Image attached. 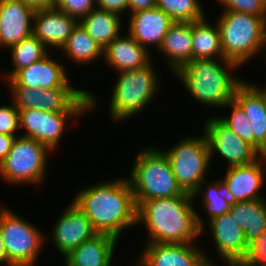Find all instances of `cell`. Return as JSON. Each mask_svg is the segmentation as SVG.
<instances>
[{"mask_svg":"<svg viewBox=\"0 0 266 266\" xmlns=\"http://www.w3.org/2000/svg\"><path fill=\"white\" fill-rule=\"evenodd\" d=\"M192 194L135 201L137 223L145 224L148 243H194L204 232L203 217L193 205Z\"/></svg>","mask_w":266,"mask_h":266,"instance_id":"6da1fadb","label":"cell"},{"mask_svg":"<svg viewBox=\"0 0 266 266\" xmlns=\"http://www.w3.org/2000/svg\"><path fill=\"white\" fill-rule=\"evenodd\" d=\"M73 203L97 233L120 239L124 229L137 224V205L127 177L86 186L75 194Z\"/></svg>","mask_w":266,"mask_h":266,"instance_id":"7a4b0ae2","label":"cell"},{"mask_svg":"<svg viewBox=\"0 0 266 266\" xmlns=\"http://www.w3.org/2000/svg\"><path fill=\"white\" fill-rule=\"evenodd\" d=\"M238 67L225 58L221 61L192 59L174 73L196 102L207 107L221 108L233 100L237 87L244 81L232 73Z\"/></svg>","mask_w":266,"mask_h":266,"instance_id":"3957f363","label":"cell"},{"mask_svg":"<svg viewBox=\"0 0 266 266\" xmlns=\"http://www.w3.org/2000/svg\"><path fill=\"white\" fill-rule=\"evenodd\" d=\"M217 18L216 24L225 59L241 67L264 50L266 16L227 10L222 11Z\"/></svg>","mask_w":266,"mask_h":266,"instance_id":"277c9868","label":"cell"},{"mask_svg":"<svg viewBox=\"0 0 266 266\" xmlns=\"http://www.w3.org/2000/svg\"><path fill=\"white\" fill-rule=\"evenodd\" d=\"M131 168L128 179L135 201L171 198L184 193L167 156L157 147H144L139 151Z\"/></svg>","mask_w":266,"mask_h":266,"instance_id":"5b68a950","label":"cell"},{"mask_svg":"<svg viewBox=\"0 0 266 266\" xmlns=\"http://www.w3.org/2000/svg\"><path fill=\"white\" fill-rule=\"evenodd\" d=\"M155 72L151 61L138 69L119 71V77L112 87L109 106L114 121L128 120L140 114L153 101L161 88V82Z\"/></svg>","mask_w":266,"mask_h":266,"instance_id":"8992f818","label":"cell"},{"mask_svg":"<svg viewBox=\"0 0 266 266\" xmlns=\"http://www.w3.org/2000/svg\"><path fill=\"white\" fill-rule=\"evenodd\" d=\"M8 83L11 102L18 110L40 109L47 112H91L97 106L93 93L73 87L26 88L12 79Z\"/></svg>","mask_w":266,"mask_h":266,"instance_id":"52a82bcc","label":"cell"},{"mask_svg":"<svg viewBox=\"0 0 266 266\" xmlns=\"http://www.w3.org/2000/svg\"><path fill=\"white\" fill-rule=\"evenodd\" d=\"M9 209L3 205L0 208V231L8 261L13 266H35L48 237Z\"/></svg>","mask_w":266,"mask_h":266,"instance_id":"ba28073f","label":"cell"},{"mask_svg":"<svg viewBox=\"0 0 266 266\" xmlns=\"http://www.w3.org/2000/svg\"><path fill=\"white\" fill-rule=\"evenodd\" d=\"M51 150L35 139L17 136L0 163V176L10 184H40L47 175V156Z\"/></svg>","mask_w":266,"mask_h":266,"instance_id":"9c48e42d","label":"cell"},{"mask_svg":"<svg viewBox=\"0 0 266 266\" xmlns=\"http://www.w3.org/2000/svg\"><path fill=\"white\" fill-rule=\"evenodd\" d=\"M167 156L178 185L184 192L193 194L206 180L211 165L209 146L205 134L186 136L168 150Z\"/></svg>","mask_w":266,"mask_h":266,"instance_id":"30bf717a","label":"cell"},{"mask_svg":"<svg viewBox=\"0 0 266 266\" xmlns=\"http://www.w3.org/2000/svg\"><path fill=\"white\" fill-rule=\"evenodd\" d=\"M203 128L209 146L210 161L216 152L227 161L229 168L250 164L261 156L252 145L238 137L217 117L207 118Z\"/></svg>","mask_w":266,"mask_h":266,"instance_id":"8fae6325","label":"cell"},{"mask_svg":"<svg viewBox=\"0 0 266 266\" xmlns=\"http://www.w3.org/2000/svg\"><path fill=\"white\" fill-rule=\"evenodd\" d=\"M18 113L19 127L25 130L21 136L35 139L54 152L70 119L78 118L87 112H47L40 109H23L18 110Z\"/></svg>","mask_w":266,"mask_h":266,"instance_id":"7c38bea8","label":"cell"},{"mask_svg":"<svg viewBox=\"0 0 266 266\" xmlns=\"http://www.w3.org/2000/svg\"><path fill=\"white\" fill-rule=\"evenodd\" d=\"M266 155L247 165L229 167L220 179L232 202L263 199L261 188L265 183Z\"/></svg>","mask_w":266,"mask_h":266,"instance_id":"4fadbf2b","label":"cell"},{"mask_svg":"<svg viewBox=\"0 0 266 266\" xmlns=\"http://www.w3.org/2000/svg\"><path fill=\"white\" fill-rule=\"evenodd\" d=\"M97 234L87 216L72 202L65 207L58 221L56 220L51 236L57 252L65 256L82 242Z\"/></svg>","mask_w":266,"mask_h":266,"instance_id":"5bb4252c","label":"cell"},{"mask_svg":"<svg viewBox=\"0 0 266 266\" xmlns=\"http://www.w3.org/2000/svg\"><path fill=\"white\" fill-rule=\"evenodd\" d=\"M138 258L145 266H202L208 259L195 243H148Z\"/></svg>","mask_w":266,"mask_h":266,"instance_id":"9a60e30c","label":"cell"},{"mask_svg":"<svg viewBox=\"0 0 266 266\" xmlns=\"http://www.w3.org/2000/svg\"><path fill=\"white\" fill-rule=\"evenodd\" d=\"M215 250L223 262H247L250 246L247 244L243 230L229 213L208 220Z\"/></svg>","mask_w":266,"mask_h":266,"instance_id":"2e32d148","label":"cell"},{"mask_svg":"<svg viewBox=\"0 0 266 266\" xmlns=\"http://www.w3.org/2000/svg\"><path fill=\"white\" fill-rule=\"evenodd\" d=\"M233 99L248 117L254 132V148L266 155V96L261 88L245 80L237 87Z\"/></svg>","mask_w":266,"mask_h":266,"instance_id":"e0dca14e","label":"cell"},{"mask_svg":"<svg viewBox=\"0 0 266 266\" xmlns=\"http://www.w3.org/2000/svg\"><path fill=\"white\" fill-rule=\"evenodd\" d=\"M34 12L21 0H0V47L9 49L32 34Z\"/></svg>","mask_w":266,"mask_h":266,"instance_id":"ac0fdd59","label":"cell"},{"mask_svg":"<svg viewBox=\"0 0 266 266\" xmlns=\"http://www.w3.org/2000/svg\"><path fill=\"white\" fill-rule=\"evenodd\" d=\"M128 33L149 51V45L158 50L167 31L174 23L171 17L158 7L129 14Z\"/></svg>","mask_w":266,"mask_h":266,"instance_id":"d6986e66","label":"cell"},{"mask_svg":"<svg viewBox=\"0 0 266 266\" xmlns=\"http://www.w3.org/2000/svg\"><path fill=\"white\" fill-rule=\"evenodd\" d=\"M32 34L47 48L60 49L78 21L57 8L37 10L33 16Z\"/></svg>","mask_w":266,"mask_h":266,"instance_id":"ffe728a7","label":"cell"},{"mask_svg":"<svg viewBox=\"0 0 266 266\" xmlns=\"http://www.w3.org/2000/svg\"><path fill=\"white\" fill-rule=\"evenodd\" d=\"M49 54L18 71L11 79L17 85L26 88L73 87L65 67Z\"/></svg>","mask_w":266,"mask_h":266,"instance_id":"44dd1931","label":"cell"},{"mask_svg":"<svg viewBox=\"0 0 266 266\" xmlns=\"http://www.w3.org/2000/svg\"><path fill=\"white\" fill-rule=\"evenodd\" d=\"M118 239L98 233L63 257L64 266H113Z\"/></svg>","mask_w":266,"mask_h":266,"instance_id":"7402d4cb","label":"cell"},{"mask_svg":"<svg viewBox=\"0 0 266 266\" xmlns=\"http://www.w3.org/2000/svg\"><path fill=\"white\" fill-rule=\"evenodd\" d=\"M150 51L139 45L127 32L115 38L103 49L104 61L114 70L130 71L147 65L152 61Z\"/></svg>","mask_w":266,"mask_h":266,"instance_id":"603a6c76","label":"cell"},{"mask_svg":"<svg viewBox=\"0 0 266 266\" xmlns=\"http://www.w3.org/2000/svg\"><path fill=\"white\" fill-rule=\"evenodd\" d=\"M228 213L243 230L245 240L250 247L266 234V200L264 198L232 202Z\"/></svg>","mask_w":266,"mask_h":266,"instance_id":"cb8c5ba5","label":"cell"},{"mask_svg":"<svg viewBox=\"0 0 266 266\" xmlns=\"http://www.w3.org/2000/svg\"><path fill=\"white\" fill-rule=\"evenodd\" d=\"M172 72L192 60V22H174L158 48Z\"/></svg>","mask_w":266,"mask_h":266,"instance_id":"d4e9b609","label":"cell"},{"mask_svg":"<svg viewBox=\"0 0 266 266\" xmlns=\"http://www.w3.org/2000/svg\"><path fill=\"white\" fill-rule=\"evenodd\" d=\"M121 16L122 15L95 8L84 16L79 23L104 49L120 35L122 28Z\"/></svg>","mask_w":266,"mask_h":266,"instance_id":"484cf974","label":"cell"},{"mask_svg":"<svg viewBox=\"0 0 266 266\" xmlns=\"http://www.w3.org/2000/svg\"><path fill=\"white\" fill-rule=\"evenodd\" d=\"M207 17L192 22V59H222L220 33L217 24L211 25Z\"/></svg>","mask_w":266,"mask_h":266,"instance_id":"4316f807","label":"cell"},{"mask_svg":"<svg viewBox=\"0 0 266 266\" xmlns=\"http://www.w3.org/2000/svg\"><path fill=\"white\" fill-rule=\"evenodd\" d=\"M63 54L73 62L89 64L103 57V48L87 33L78 22L62 46Z\"/></svg>","mask_w":266,"mask_h":266,"instance_id":"83f0119b","label":"cell"},{"mask_svg":"<svg viewBox=\"0 0 266 266\" xmlns=\"http://www.w3.org/2000/svg\"><path fill=\"white\" fill-rule=\"evenodd\" d=\"M9 50L11 52L13 70L5 72V75L3 73L5 80L11 79L18 71L29 67L48 54V48L33 34L12 45Z\"/></svg>","mask_w":266,"mask_h":266,"instance_id":"f1b7e54d","label":"cell"},{"mask_svg":"<svg viewBox=\"0 0 266 266\" xmlns=\"http://www.w3.org/2000/svg\"><path fill=\"white\" fill-rule=\"evenodd\" d=\"M204 184L207 185V188H204ZM192 195L194 199L198 195L199 197L203 195L201 200L209 220L227 213L232 204L231 199L224 191V186L220 179L216 180L215 183L208 182L207 179L204 180Z\"/></svg>","mask_w":266,"mask_h":266,"instance_id":"f546056e","label":"cell"},{"mask_svg":"<svg viewBox=\"0 0 266 266\" xmlns=\"http://www.w3.org/2000/svg\"><path fill=\"white\" fill-rule=\"evenodd\" d=\"M199 0H156V7L174 22H194L204 18L205 10Z\"/></svg>","mask_w":266,"mask_h":266,"instance_id":"4dcf8cb0","label":"cell"},{"mask_svg":"<svg viewBox=\"0 0 266 266\" xmlns=\"http://www.w3.org/2000/svg\"><path fill=\"white\" fill-rule=\"evenodd\" d=\"M231 108L230 116L217 117L226 127L232 130L238 137L247 141L254 147V132L251 123L241 106L233 99L224 108Z\"/></svg>","mask_w":266,"mask_h":266,"instance_id":"1f68e13d","label":"cell"},{"mask_svg":"<svg viewBox=\"0 0 266 266\" xmlns=\"http://www.w3.org/2000/svg\"><path fill=\"white\" fill-rule=\"evenodd\" d=\"M54 7L79 22L96 8V0H56Z\"/></svg>","mask_w":266,"mask_h":266,"instance_id":"d6a6232c","label":"cell"},{"mask_svg":"<svg viewBox=\"0 0 266 266\" xmlns=\"http://www.w3.org/2000/svg\"><path fill=\"white\" fill-rule=\"evenodd\" d=\"M224 8L256 16H266V5L262 0H217Z\"/></svg>","mask_w":266,"mask_h":266,"instance_id":"836d02e7","label":"cell"},{"mask_svg":"<svg viewBox=\"0 0 266 266\" xmlns=\"http://www.w3.org/2000/svg\"><path fill=\"white\" fill-rule=\"evenodd\" d=\"M19 127V113L17 107L12 103L0 105V134L15 136Z\"/></svg>","mask_w":266,"mask_h":266,"instance_id":"e575fe53","label":"cell"},{"mask_svg":"<svg viewBox=\"0 0 266 266\" xmlns=\"http://www.w3.org/2000/svg\"><path fill=\"white\" fill-rule=\"evenodd\" d=\"M246 263L250 266L266 264V234L250 247Z\"/></svg>","mask_w":266,"mask_h":266,"instance_id":"d590c367","label":"cell"},{"mask_svg":"<svg viewBox=\"0 0 266 266\" xmlns=\"http://www.w3.org/2000/svg\"><path fill=\"white\" fill-rule=\"evenodd\" d=\"M128 3L129 0H96V8L120 15L128 10Z\"/></svg>","mask_w":266,"mask_h":266,"instance_id":"8d00e7d4","label":"cell"},{"mask_svg":"<svg viewBox=\"0 0 266 266\" xmlns=\"http://www.w3.org/2000/svg\"><path fill=\"white\" fill-rule=\"evenodd\" d=\"M156 7V0H129L128 10L131 14Z\"/></svg>","mask_w":266,"mask_h":266,"instance_id":"74e56055","label":"cell"},{"mask_svg":"<svg viewBox=\"0 0 266 266\" xmlns=\"http://www.w3.org/2000/svg\"><path fill=\"white\" fill-rule=\"evenodd\" d=\"M15 136L0 134V163L5 159L6 155L12 148Z\"/></svg>","mask_w":266,"mask_h":266,"instance_id":"f35d334b","label":"cell"},{"mask_svg":"<svg viewBox=\"0 0 266 266\" xmlns=\"http://www.w3.org/2000/svg\"><path fill=\"white\" fill-rule=\"evenodd\" d=\"M34 11L53 8L56 0H21Z\"/></svg>","mask_w":266,"mask_h":266,"instance_id":"ab89813d","label":"cell"},{"mask_svg":"<svg viewBox=\"0 0 266 266\" xmlns=\"http://www.w3.org/2000/svg\"><path fill=\"white\" fill-rule=\"evenodd\" d=\"M6 264L4 266H13L9 261L8 258L6 256V252H5V248H4V243H3V238H2V234L0 231V264Z\"/></svg>","mask_w":266,"mask_h":266,"instance_id":"60d3db41","label":"cell"},{"mask_svg":"<svg viewBox=\"0 0 266 266\" xmlns=\"http://www.w3.org/2000/svg\"><path fill=\"white\" fill-rule=\"evenodd\" d=\"M227 264V266H250L245 262H236V263H232V262H225Z\"/></svg>","mask_w":266,"mask_h":266,"instance_id":"b9f144b4","label":"cell"},{"mask_svg":"<svg viewBox=\"0 0 266 266\" xmlns=\"http://www.w3.org/2000/svg\"><path fill=\"white\" fill-rule=\"evenodd\" d=\"M214 264H215L214 261L213 262L212 261H205V263L202 266H216Z\"/></svg>","mask_w":266,"mask_h":266,"instance_id":"7bdbcfd3","label":"cell"},{"mask_svg":"<svg viewBox=\"0 0 266 266\" xmlns=\"http://www.w3.org/2000/svg\"><path fill=\"white\" fill-rule=\"evenodd\" d=\"M137 265L136 266H145L139 259H137Z\"/></svg>","mask_w":266,"mask_h":266,"instance_id":"ee69618b","label":"cell"}]
</instances>
